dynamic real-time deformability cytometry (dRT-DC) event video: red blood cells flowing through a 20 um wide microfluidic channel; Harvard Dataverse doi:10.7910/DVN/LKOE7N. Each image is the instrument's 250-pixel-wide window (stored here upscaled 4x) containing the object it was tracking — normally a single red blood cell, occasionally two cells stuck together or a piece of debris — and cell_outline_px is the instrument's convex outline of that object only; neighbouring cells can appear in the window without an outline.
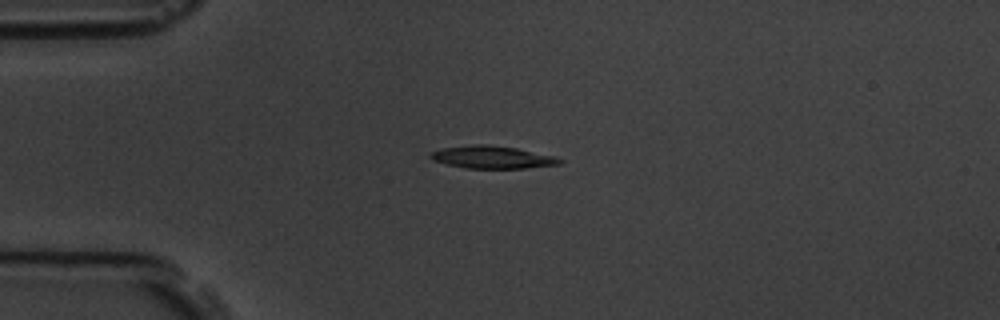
{"species": "common noctule bat (a hibernating species)", "species_latin": "Nyctalus noctula", "temperature_condition": "room temperature", "stored_images_in_passage": 4, "camera_frame_rate_fps": 3000, "um_per_image_px": 0.085, "animal": {"sex": "male", "body_mass_g": 19.5, "forearm_length_mm": 54.6}, "frame": {"image": 1, "passage_image": 4, "time_ms": 3.333, "image_size_px": [1000, 320], "cell_outline_px": [[564, 160], [560, 164], [524, 168], [464, 168], [432, 160], [428, 156], [432, 152], [444, 148], [476, 144], [488, 144], [516, 148], [556, 156]], "centroid_in_image_um": [41.87, 13.36], "position_along_channel_um": 43.1, "area_um2": 16.88}}